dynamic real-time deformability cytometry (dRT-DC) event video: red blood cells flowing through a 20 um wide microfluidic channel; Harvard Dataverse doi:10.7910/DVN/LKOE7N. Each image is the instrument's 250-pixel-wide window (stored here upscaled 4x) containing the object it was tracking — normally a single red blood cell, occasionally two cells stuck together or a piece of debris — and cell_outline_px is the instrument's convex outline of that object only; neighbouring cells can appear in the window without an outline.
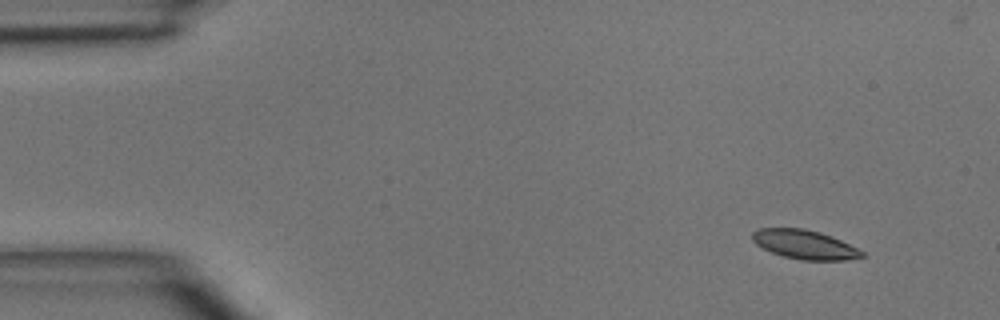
{"species": "common noctule bat (a hibernating species)", "species_latin": "Nyctalus noctula", "temperature_condition": "room temperature", "stored_images_in_passage": 4, "camera_frame_rate_fps": 3000, "um_per_image_px": 0.085, "animal": {"sex": "male", "body_mass_g": 15.6}, "frame": {"image": 1, "passage_image": 1, "time_ms": 0.0, "image_size_px": [1000, 320], "cell_outline_px": [[864, 256], [844, 260], [804, 260], [784, 256], [772, 252], [756, 244], [752, 240], [752, 232], [760, 228], [804, 228], [820, 232], [832, 236], [864, 252]], "centroid_in_image_um": [68.37, 20.77], "position_along_channel_um": 16.6, "area_um2": 18.32}}
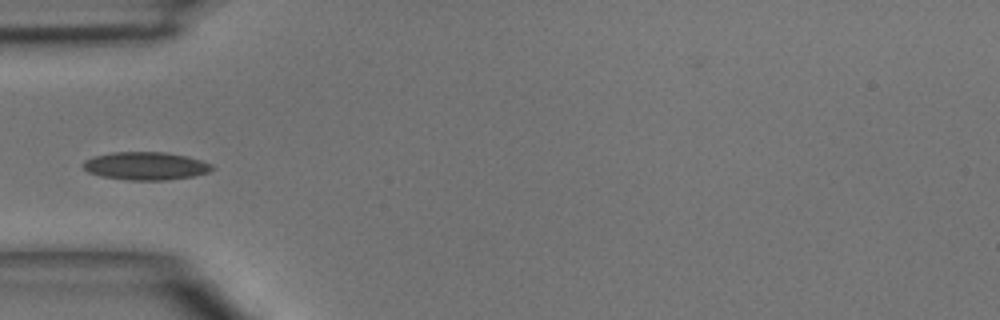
{"frame": {"image": 2, "passage_image": 4, "time_ms": 3.667, "image_size_px": [1000, 320], "cell_outline_px": [[216, 168], [208, 172], [192, 176], [164, 180], [128, 180], [100, 176], [88, 172], [84, 168], [84, 160], [92, 156], [112, 152], [164, 152], [188, 156], [212, 164]], "centroid_in_image_um": [12.38, 14.1], "position_along_channel_um": 72.6, "area_um2": 21.04}}